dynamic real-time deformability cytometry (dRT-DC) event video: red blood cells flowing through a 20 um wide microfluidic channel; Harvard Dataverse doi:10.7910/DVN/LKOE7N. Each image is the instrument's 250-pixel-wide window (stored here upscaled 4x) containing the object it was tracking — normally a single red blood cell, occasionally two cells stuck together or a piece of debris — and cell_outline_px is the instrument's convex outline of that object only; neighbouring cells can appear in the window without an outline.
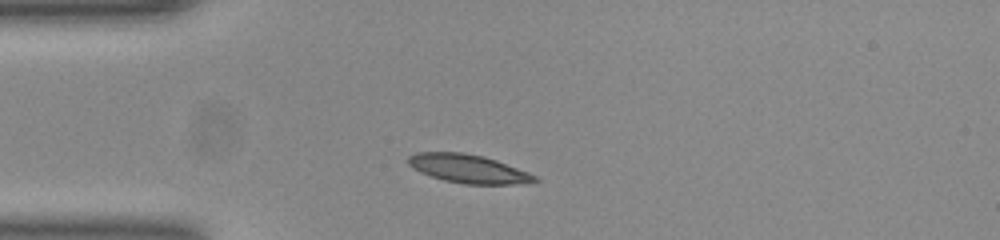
{"species": "common noctule bat (a hibernating species)", "species_latin": "Nyctalus noctula", "temperature_condition": "room temperature", "stored_images_in_passage": 35, "camera_frame_rate_fps": 3000, "um_per_image_px": 0.085, "animal": {"sex": "female", "body_mass_g": 23.0, "forearm_length_mm": 53.4}, "frame": {"image": 1, "passage_image": 1, "time_ms": 0.0, "image_size_px": [1000, 240], "cell_outline_px": [[540, 180], [516, 184], [464, 184], [444, 180], [420, 172], [412, 168], [408, 164], [408, 156], [416, 152], [464, 152], [484, 156], [496, 160], [528, 172], [536, 176]], "centroid_in_image_um": [39.78, 14.33], "position_along_channel_um": 45.2, "area_um2": 20.98}}
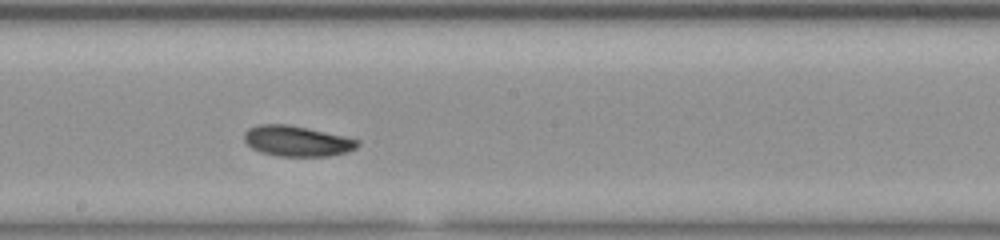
{"frame": {"image": 2, "passage_image": 16, "time_ms": 5.0, "image_size_px": [1000, 240], "cell_outline_px": [[360, 144], [356, 148], [348, 152], [328, 156], [280, 156], [260, 152], [252, 148], [244, 140], [244, 132], [248, 128], [260, 124], [288, 124], [308, 128], [344, 136], [360, 140]], "centroid_in_image_um": [25.25, 11.99], "position_along_channel_um": 223.0, "area_um2": 20.23}}
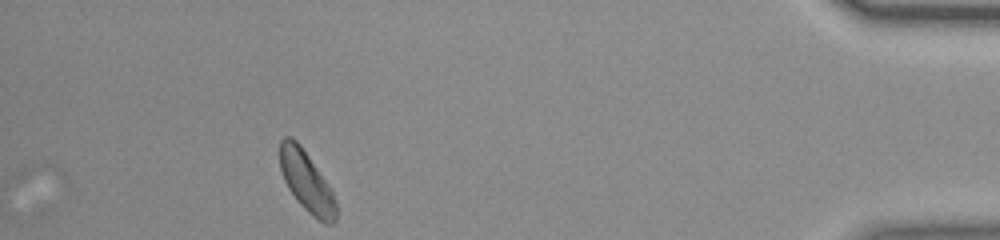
{"frame": {"image": 3, "passage_image": 35, "time_ms": 11.333, "image_size_px": [1000, 240], "cell_outline_px": [[336, 220], [332, 224], [324, 224], [312, 216], [296, 200], [288, 188], [284, 180], [280, 168], [280, 140], [284, 136], [288, 136], [296, 140], [300, 144], [332, 192], [336, 200]], "centroid_in_image_um": [26.04, 15.46], "position_along_channel_um": 409.2, "area_um2": 19.54}, "authors_computed_cell_mechanics": {"area_um2": 19.941, "velocity_mm_per_s": 3.8942, "shape_relaxation_time_tau1_ms": 1.7956, "shape_relaxation_time_tau2_ms": null, "deformation_change_tau1": 0.1019, "deformation_change_tau2": null}}